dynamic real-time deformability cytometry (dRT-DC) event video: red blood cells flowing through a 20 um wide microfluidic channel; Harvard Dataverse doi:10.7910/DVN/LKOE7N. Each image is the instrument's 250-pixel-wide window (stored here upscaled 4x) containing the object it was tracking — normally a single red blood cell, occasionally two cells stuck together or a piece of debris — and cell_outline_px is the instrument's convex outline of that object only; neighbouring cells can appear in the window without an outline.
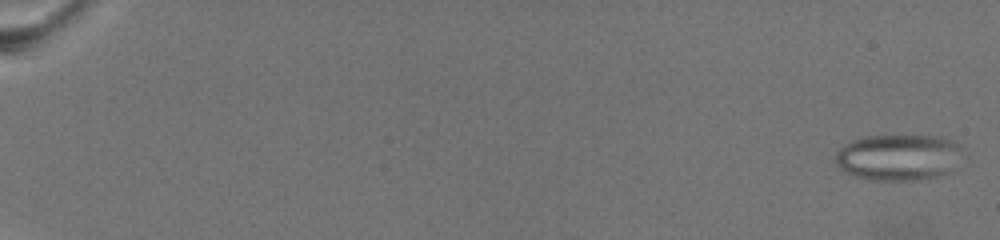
{"species": "common noctule bat (a hibernating species)", "species_latin": "Nyctalus noctula", "temperature_condition": "warm", "stored_images_in_passage": 72, "camera_frame_rate_fps": 3000, "um_per_image_px": 0.085, "animal": {"sex": "female", "body_mass_g": 19.5, "forearm_length_mm": 54.1}, "frame": {"image": 1, "passage_image": 2, "time_ms": 0.333, "image_size_px": [1000, 240], "cell_outline_px": [[956, 148], [952, 172], [944, 176], [912, 180], [868, 180], [844, 172], [836, 164], [836, 152], [844, 144], [852, 140], [868, 136], [940, 136], [952, 140], [956, 144]], "centroid_in_image_um": [76.28, 13.39], "position_along_channel_um": 8.7, "area_um2": 33.76}}
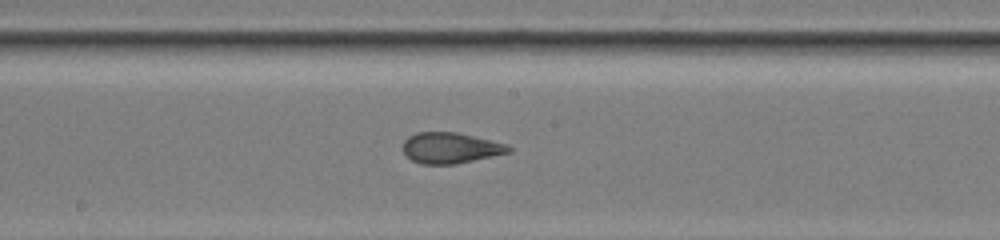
{"frame": {"image": 2, "passage_image": 43, "time_ms": 14.0, "image_size_px": [1000, 240], "cell_outline_px": [[512, 152], [456, 164], [420, 164], [412, 160], [400, 148], [404, 140], [408, 136], [416, 132], [456, 132], [508, 144], [512, 148]], "centroid_in_image_um": [38.28, 12.57], "position_along_channel_um": 209.9, "area_um2": 19.19}}
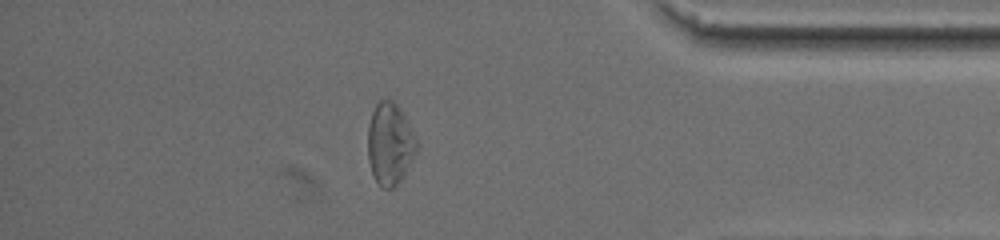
{"frame": {"image": 3, "passage_image": 64, "time_ms": 21.0, "image_size_px": [1000, 240], "cell_outline_px": [[416, 152], [404, 176], [392, 188], [380, 188], [372, 172], [368, 160], [368, 124], [372, 112], [376, 104], [380, 100], [392, 100], [400, 108], [416, 140]], "centroid_in_image_um": [33.11, 12.24], "position_along_channel_um": 402.1, "area_um2": 23.0}, "authors_computed_cell_mechanics": {"area_um2": 24.4783, "velocity_mm_per_s": 3.0706, "shape_relaxation_time_tau1_ms": null, "shape_relaxation_time_tau2_ms": 1.2109, "deformation_change_tau1": null, "deformation_change_tau2": 0.0883}}